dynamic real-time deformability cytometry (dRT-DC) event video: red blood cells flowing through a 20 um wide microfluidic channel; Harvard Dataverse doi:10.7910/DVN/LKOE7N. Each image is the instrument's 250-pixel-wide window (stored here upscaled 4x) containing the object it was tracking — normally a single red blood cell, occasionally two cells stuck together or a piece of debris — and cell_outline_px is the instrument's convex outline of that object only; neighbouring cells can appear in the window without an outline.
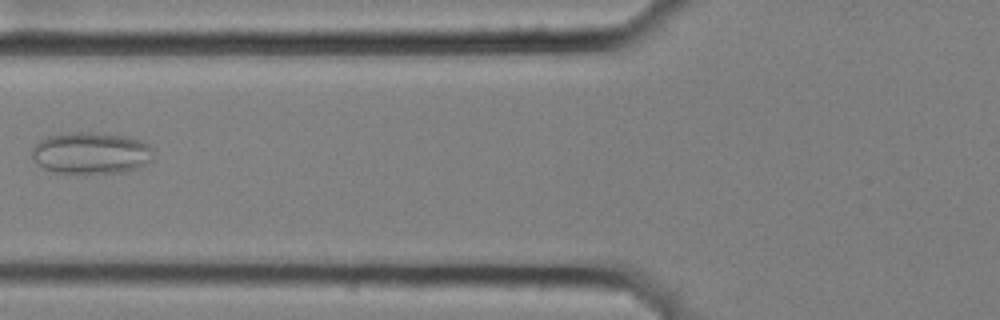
{"species": "common noctule bat (a hibernating species)", "species_latin": "Nyctalus noctula", "temperature_condition": "cold", "stored_images_in_passage": 7, "camera_frame_rate_fps": 3000, "um_per_image_px": 0.085, "animal": {"sex": "female", "body_mass_g": 25.1}, "frame": {"image": 1, "passage_image": 3, "time_ms": 0.667, "image_size_px": [1000, 320], "cell_outline_px": [[152, 160], [136, 168], [120, 172], [84, 176], [76, 176], [56, 172], [44, 168], [32, 156], [32, 148], [36, 140], [48, 136], [72, 132], [96, 132], [128, 136], [144, 140], [152, 148]], "centroid_in_image_um": [7.73, 13.03], "position_along_channel_um": 118.1, "area_um2": 30.46}}